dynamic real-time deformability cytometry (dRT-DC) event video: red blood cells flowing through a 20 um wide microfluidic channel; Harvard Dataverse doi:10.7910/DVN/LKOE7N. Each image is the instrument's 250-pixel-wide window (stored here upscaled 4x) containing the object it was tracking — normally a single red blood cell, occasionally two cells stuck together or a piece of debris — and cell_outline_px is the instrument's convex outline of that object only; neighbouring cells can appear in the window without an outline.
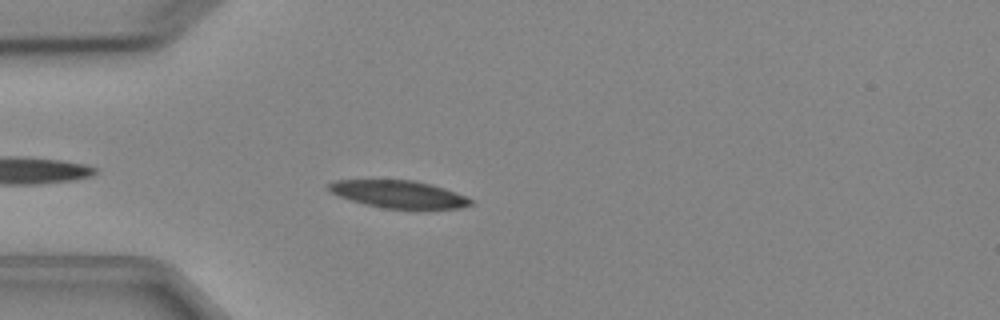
{"species": "Egyptian fruit bat (a non-hibernating species)", "species_latin": "Rousettus aegyptiacus", "temperature_condition": "cold", "stored_images_in_passage": 5, "camera_frame_rate_fps": 3000, "um_per_image_px": 0.085, "animal": {"sex": "female"}, "frame": {"image": 1, "passage_image": 5, "time_ms": 4.667, "image_size_px": [1000, 320], "cell_outline_px": [[472, 204], [460, 208], [384, 208], [364, 204], [328, 192], [328, 184], [336, 180], [412, 180], [432, 184], [444, 188], [464, 196], [472, 200]], "centroid_in_image_um": [33.85, 16.5], "position_along_channel_um": 51.1, "area_um2": 22.37}}